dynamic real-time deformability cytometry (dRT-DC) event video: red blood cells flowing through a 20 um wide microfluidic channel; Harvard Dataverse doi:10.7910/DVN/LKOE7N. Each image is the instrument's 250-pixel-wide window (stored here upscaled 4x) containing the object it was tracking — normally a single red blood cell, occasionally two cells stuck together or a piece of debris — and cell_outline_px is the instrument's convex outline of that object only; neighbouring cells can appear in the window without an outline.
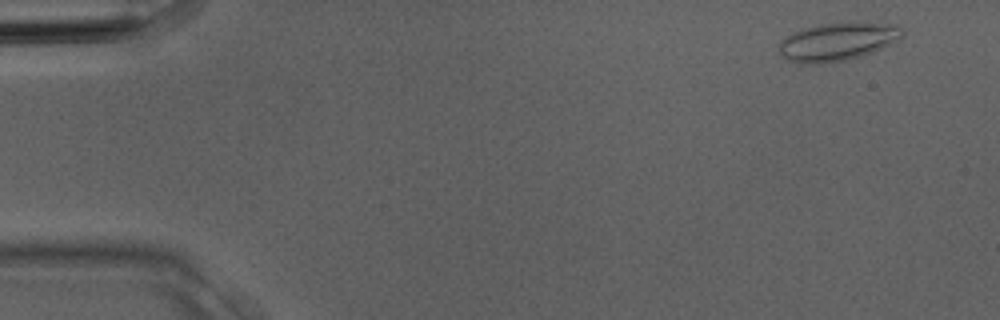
{"species": "Egyptian fruit bat (a non-hibernating species)", "species_latin": "Rousettus aegyptiacus", "temperature_condition": "room temperature", "stored_images_in_passage": 4, "camera_frame_rate_fps": 3000, "um_per_image_px": 0.085, "animal": {"sex": "male"}, "frame": {"image": 1, "passage_image": 1, "time_ms": 0.0, "image_size_px": [1000, 320], "cell_outline_px": [[904, 36], [900, 40], [872, 52], [860, 56], [844, 60], [816, 64], [800, 64], [788, 60], [780, 52], [780, 44], [792, 32], [800, 28], [820, 24], [848, 20], [864, 20], [896, 24], [904, 32]], "centroid_in_image_um": [71.27, 3.48], "position_along_channel_um": 13.7, "area_um2": 28.09}}